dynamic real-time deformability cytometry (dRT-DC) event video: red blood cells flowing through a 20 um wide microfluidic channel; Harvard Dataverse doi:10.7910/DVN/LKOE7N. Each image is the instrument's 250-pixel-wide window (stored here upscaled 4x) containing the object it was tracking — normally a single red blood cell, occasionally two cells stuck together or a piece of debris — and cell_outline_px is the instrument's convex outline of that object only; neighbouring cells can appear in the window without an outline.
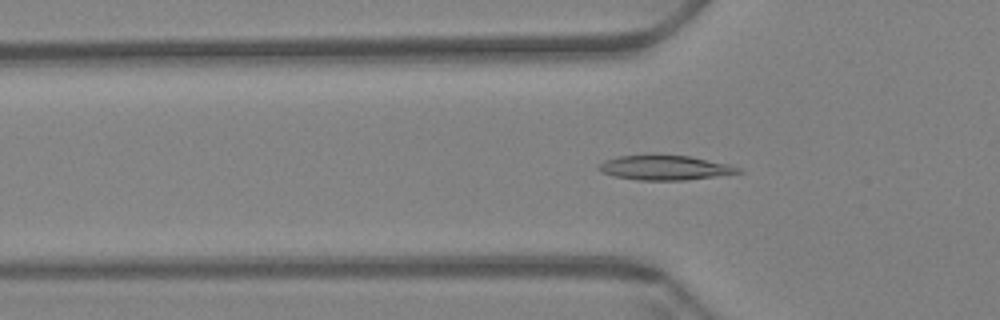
{"species": "Egyptian fruit bat (a non-hibernating species)", "species_latin": "Rousettus aegyptiacus", "temperature_condition": "warm", "stored_images_in_passage": 60, "camera_frame_rate_fps": 3000, "um_per_image_px": 0.085, "animal": {"sex": "female"}, "frame": {"image": 1, "passage_image": 20, "time_ms": 6.333, "image_size_px": [1000, 320], "cell_outline_px": [[744, 172], [684, 180], [636, 180], [616, 176], [600, 172], [596, 168], [604, 160], [620, 156], [652, 152], [688, 156], [728, 164], [740, 168]], "centroid_in_image_um": [56.45, 14.21], "position_along_channel_um": 69.4, "area_um2": 20.52}}
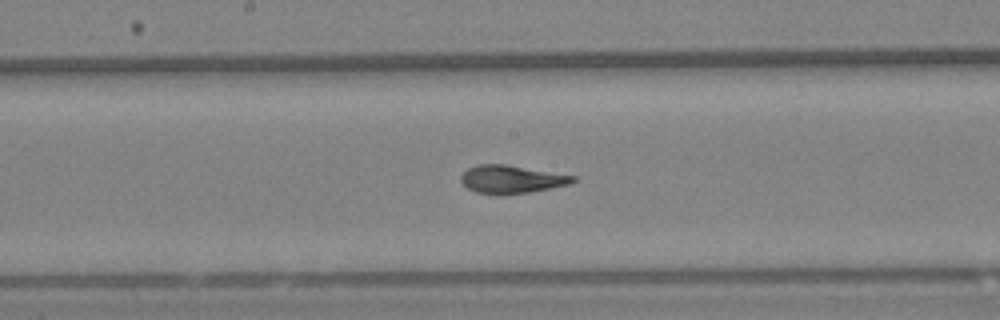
{"frame": {"image": 2, "passage_image": 32, "time_ms": 10.333, "image_size_px": [1000, 320], "cell_outline_px": [[576, 180], [568, 184], [528, 192], [500, 196], [496, 196], [476, 192], [468, 188], [460, 180], [460, 176], [468, 168], [476, 164], [504, 164], [576, 176]], "centroid_in_image_um": [43.41, 15.25], "position_along_channel_um": 204.8, "area_um2": 18.26}}
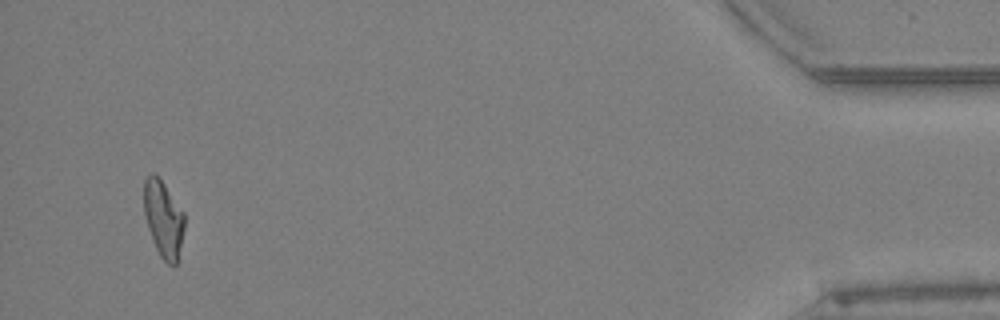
{"frame": {"image": 3, "passage_image": 58, "time_ms": 19.0, "image_size_px": [1000, 320], "cell_outline_px": [[184, 228], [176, 264], [172, 268], [160, 256], [156, 248], [148, 228], [144, 216], [144, 180], [152, 172], [164, 184], [184, 212]], "centroid_in_image_um": [13.88, 18.62], "position_along_channel_um": 421.3, "area_um2": 17.86}, "authors_computed_cell_mechanics": {"area_um2": 18.6405, "velocity_mm_per_s": 3.3968, "shape_relaxation_time_tau1_ms": 11.2969, "shape_relaxation_time_tau2_ms": 1.5876, "deformation_change_tau1": 0.2824, "deformation_change_tau2": 0.0708}}